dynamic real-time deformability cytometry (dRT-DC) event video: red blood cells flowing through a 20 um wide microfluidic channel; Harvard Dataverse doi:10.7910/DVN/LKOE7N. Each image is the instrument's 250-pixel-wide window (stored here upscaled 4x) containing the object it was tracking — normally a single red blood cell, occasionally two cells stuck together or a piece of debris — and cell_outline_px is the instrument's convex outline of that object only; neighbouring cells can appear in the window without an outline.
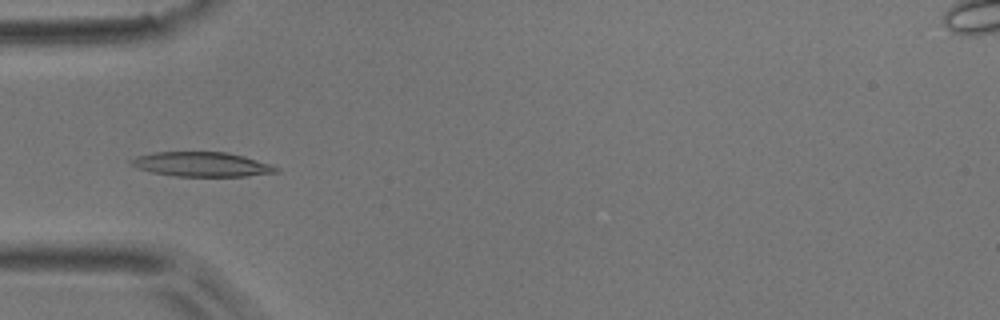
{"species": "common noctule bat (a hibernating species)", "species_latin": "Nyctalus noctula", "temperature_condition": "room temperature", "stored_images_in_passage": 51, "camera_frame_rate_fps": 3000, "um_per_image_px": 0.085, "animal": {"sex": "male", "body_mass_g": 17.9}, "frame": {"image": 1, "passage_image": 16, "time_ms": 5.0, "image_size_px": [1000, 320], "cell_outline_px": [[280, 172], [244, 176], [176, 176], [152, 172], [136, 168], [128, 164], [128, 160], [136, 156], [156, 152], [228, 152], [244, 156], [272, 164], [280, 168]], "centroid_in_image_um": [17.14, 13.96], "position_along_channel_um": 67.9, "area_um2": 20.92}}
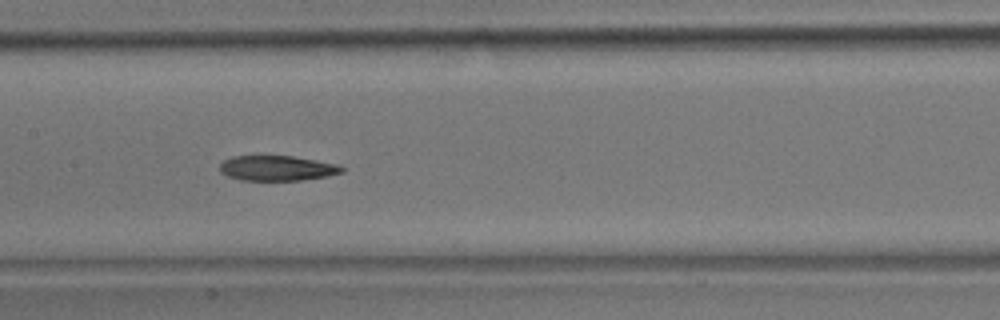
{"frame": {"image": 2, "passage_image": 25, "time_ms": 8.0, "image_size_px": [1000, 320], "cell_outline_px": [[344, 172], [328, 176], [300, 180], [240, 180], [228, 176], [220, 172], [220, 164], [224, 160], [232, 156], [260, 152], [292, 156], [316, 160], [336, 164], [344, 168]], "centroid_in_image_um": [23.48, 14.24], "position_along_channel_um": 183.9, "area_um2": 18.67}}
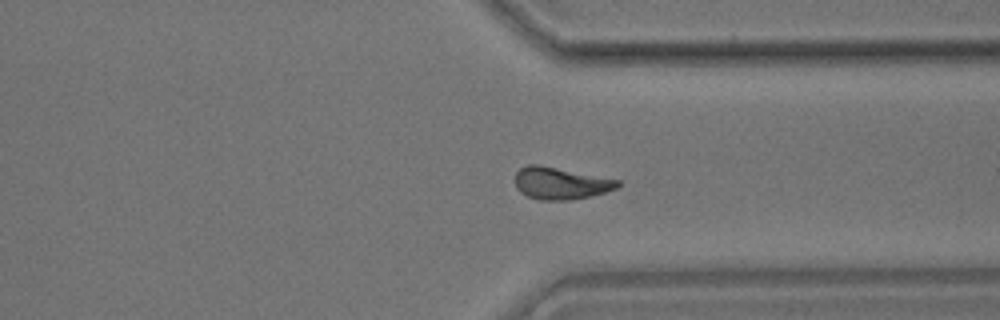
{"frame": {"image": 3, "passage_image": 39, "time_ms": 12.667, "image_size_px": [1000, 320], "cell_outline_px": [[620, 184], [616, 188], [604, 192], [572, 200], [540, 200], [528, 196], [520, 192], [516, 188], [516, 172], [520, 168], [528, 164], [540, 164], [620, 180]], "centroid_in_image_um": [47.62, 15.57], "position_along_channel_um": 363.8, "area_um2": 19.13}, "authors_computed_cell_mechanics": {"area_um2": 19.2474, "velocity_mm_per_s": 3.8546, "shape_relaxation_time_tau1_ms": 6.9481, "shape_relaxation_time_tau2_ms": 3.5463, "deformation_change_tau1": 0.1789, "deformation_change_tau2": 0.099}}